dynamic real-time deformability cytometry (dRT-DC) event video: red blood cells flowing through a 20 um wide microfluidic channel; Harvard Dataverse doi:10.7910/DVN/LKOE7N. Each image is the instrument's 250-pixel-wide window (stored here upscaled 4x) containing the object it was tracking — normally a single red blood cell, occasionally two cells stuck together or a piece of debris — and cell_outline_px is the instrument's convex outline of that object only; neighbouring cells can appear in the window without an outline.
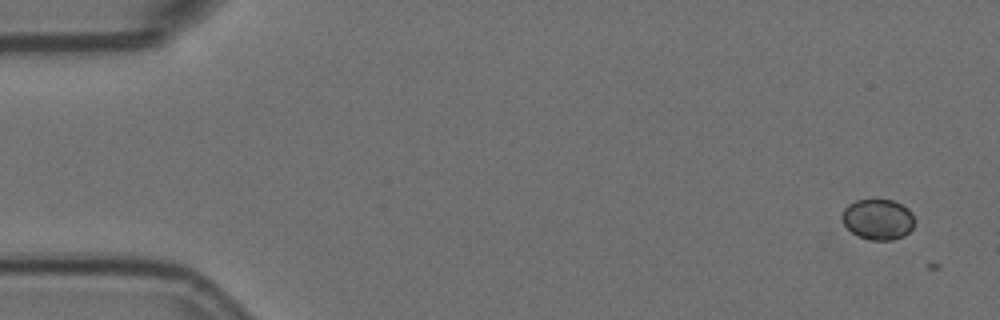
{"species": "Egyptian fruit bat (a non-hibernating species)", "species_latin": "Rousettus aegyptiacus", "temperature_condition": "room temperature", "stored_images_in_passage": 5, "camera_frame_rate_fps": 3000, "um_per_image_px": 0.085, "animal": {"sex": "female"}, "frame": {"image": 1, "passage_image": 2, "time_ms": 0.333, "image_size_px": [1000, 320], "cell_outline_px": [[912, 228], [904, 236], [892, 240], [868, 240], [852, 232], [844, 224], [840, 216], [844, 208], [848, 204], [856, 200], [892, 200], [908, 208], [912, 212]], "centroid_in_image_um": [74.59, 18.64], "position_along_channel_um": 10.4, "area_um2": 17.05}}